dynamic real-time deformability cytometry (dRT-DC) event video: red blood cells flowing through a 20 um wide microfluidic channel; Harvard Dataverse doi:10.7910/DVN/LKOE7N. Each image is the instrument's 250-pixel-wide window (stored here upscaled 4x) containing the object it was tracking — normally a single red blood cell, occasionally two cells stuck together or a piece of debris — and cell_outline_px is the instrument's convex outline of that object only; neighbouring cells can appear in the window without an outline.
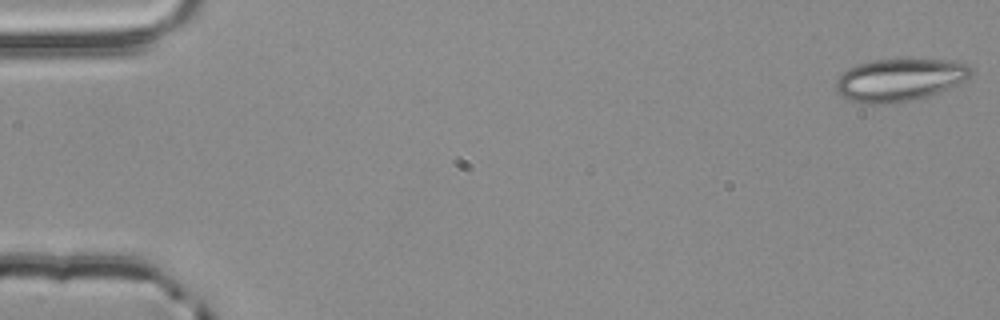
{"species": "common noctule bat (a hibernating species)", "species_latin": "Nyctalus noctula", "temperature_condition": "room temperature", "stored_images_in_passage": 50, "camera_frame_rate_fps": 3000, "um_per_image_px": 0.085, "animal": {"sex": "male", "body_mass_g": 20.4}, "frame": {"image": 1, "passage_image": 1, "time_ms": 0.0, "image_size_px": [1000, 320], "cell_outline_px": [[972, 76], [948, 88], [928, 96], [912, 100], [884, 104], [868, 104], [852, 100], [836, 92], [836, 80], [848, 68], [856, 64], [872, 60], [908, 56], [952, 60], [968, 64], [972, 68]], "centroid_in_image_um": [76.51, 6.72], "position_along_channel_um": 8.5, "area_um2": 34.39}}
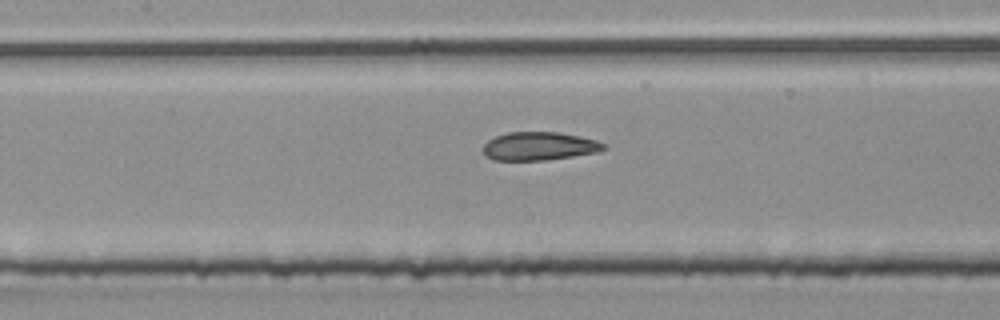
{"frame": {"image": 2, "passage_image": 25, "time_ms": 8.0, "image_size_px": [1000, 320], "cell_outline_px": [[608, 148], [596, 152], [572, 156], [544, 160], [492, 160], [484, 156], [484, 144], [488, 140], [496, 136], [508, 132], [560, 132], [580, 136], [596, 140], [604, 144]], "centroid_in_image_um": [45.82, 12.42], "position_along_channel_um": 161.6, "area_um2": 19.88}}
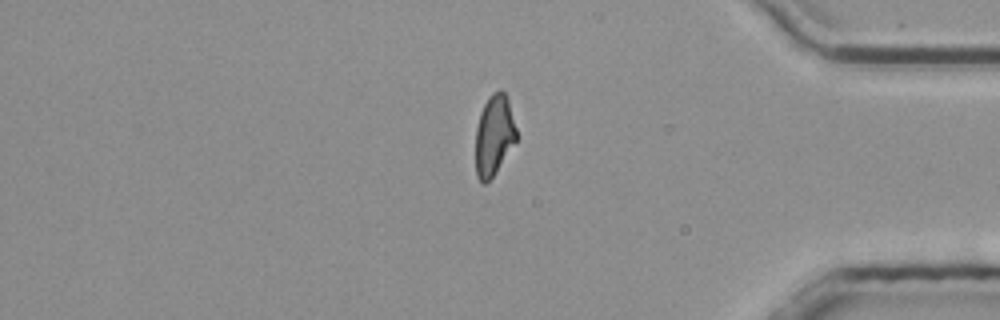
{"frame": {"image": 3, "passage_image": 45, "time_ms": 14.667, "image_size_px": [1000, 320], "cell_outline_px": [[516, 140], [492, 176], [484, 184], [476, 176], [476, 128], [480, 112], [488, 96], [492, 92], [500, 88], [504, 92], [508, 100], [516, 128]], "centroid_in_image_um": [41.97, 11.44], "position_along_channel_um": 393.2, "area_um2": 18.84}, "authors_computed_cell_mechanics": {"area_um2": 20.4034, "velocity_mm_per_s": 3.8847, "shape_relaxation_time_tau1_ms": 4.8824, "shape_relaxation_time_tau2_ms": 1.6296, "deformation_change_tau1": 0.1575, "deformation_change_tau2": 0.0772}}